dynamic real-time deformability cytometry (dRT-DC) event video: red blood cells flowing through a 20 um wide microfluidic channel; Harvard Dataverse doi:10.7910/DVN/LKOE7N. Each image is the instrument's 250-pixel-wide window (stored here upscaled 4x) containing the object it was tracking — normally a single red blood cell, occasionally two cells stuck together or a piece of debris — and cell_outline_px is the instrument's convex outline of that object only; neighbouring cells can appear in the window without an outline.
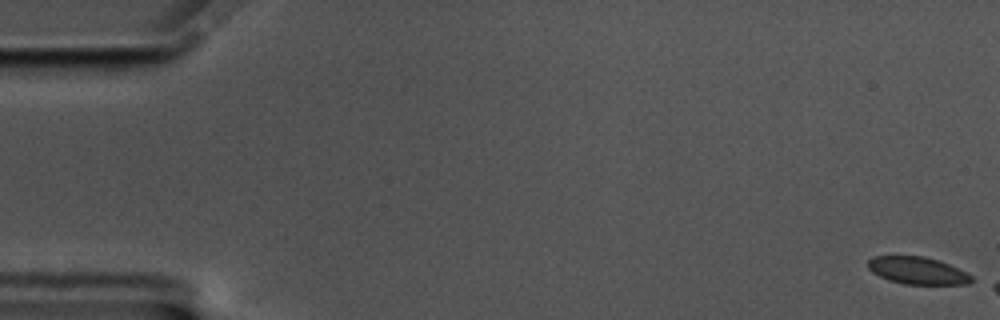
{"species": "common noctule bat (a hibernating species)", "species_latin": "Nyctalus noctula", "temperature_condition": "cold", "stored_images_in_passage": 8, "camera_frame_rate_fps": 3000, "um_per_image_px": 0.085, "animal": {"sex": "male", "body_mass_g": 17.5, "forearm_length_mm": 52.3}, "frame": {"image": 1, "passage_image": 1, "time_ms": 0.0, "image_size_px": [1000, 320], "cell_outline_px": [[972, 280], [968, 284], [904, 284], [888, 280], [872, 272], [868, 268], [868, 260], [872, 256], [924, 256], [948, 264], [968, 272], [972, 276]], "centroid_in_image_um": [77.98, 23.0], "position_along_channel_um": 7.0, "area_um2": 16.42}}